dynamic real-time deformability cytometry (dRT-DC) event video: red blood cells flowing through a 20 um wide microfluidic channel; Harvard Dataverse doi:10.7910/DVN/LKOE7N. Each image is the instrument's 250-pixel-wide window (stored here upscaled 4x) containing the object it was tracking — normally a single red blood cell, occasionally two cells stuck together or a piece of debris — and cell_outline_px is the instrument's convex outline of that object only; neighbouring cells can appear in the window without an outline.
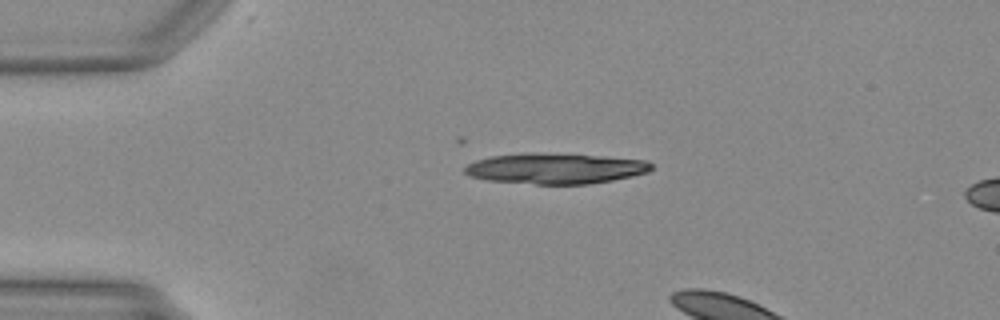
{"species": "Egyptian fruit bat (a non-hibernating species)", "species_latin": "Rousettus aegyptiacus", "temperature_condition": "warm", "stored_images_in_passage": 13, "camera_frame_rate_fps": 3000, "um_per_image_px": 0.085, "animal": {"sex": "female"}, "frame": {"image": 1, "passage_image": 10, "time_ms": 3.0, "image_size_px": [1000, 320], "cell_outline_px": [[652, 168], [648, 172], [632, 176], [612, 180], [588, 184], [536, 184], [488, 180], [468, 176], [464, 172], [464, 168], [468, 164], [476, 160], [492, 156], [528, 152], [532, 152], [604, 156], [644, 160], [652, 164]], "centroid_in_image_um": [47.18, 14.31], "position_along_channel_um": 37.8, "area_um2": 33.29}}